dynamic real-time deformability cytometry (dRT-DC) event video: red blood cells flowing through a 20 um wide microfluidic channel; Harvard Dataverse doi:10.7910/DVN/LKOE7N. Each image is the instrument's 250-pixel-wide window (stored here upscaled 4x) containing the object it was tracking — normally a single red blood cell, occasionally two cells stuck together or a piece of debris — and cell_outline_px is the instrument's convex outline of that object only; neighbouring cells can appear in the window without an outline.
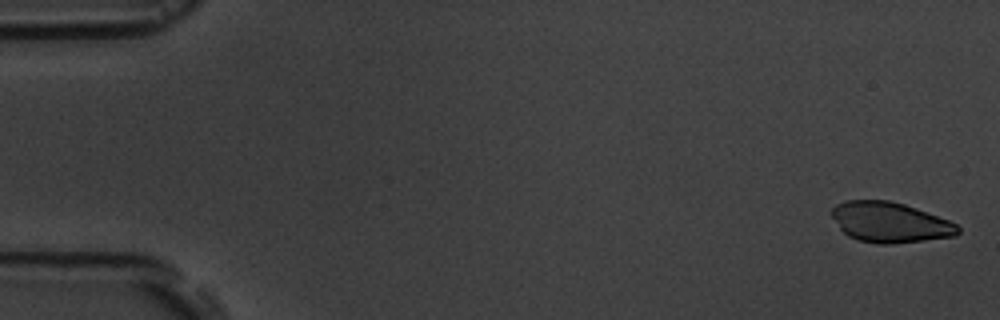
{"species": "common noctule bat (a hibernating species)", "species_latin": "Nyctalus noctula", "temperature_condition": "room temperature", "stored_images_in_passage": 17, "camera_frame_rate_fps": 3000, "um_per_image_px": 0.085, "animal": {"sex": "male", "body_mass_g": 19.5, "forearm_length_mm": 54.6}, "frame": {"image": 1, "passage_image": 1, "time_ms": 0.0, "image_size_px": [1000, 320], "cell_outline_px": [[960, 232], [956, 236], [892, 244], [876, 244], [860, 240], [848, 236], [840, 228], [828, 212], [836, 204], [844, 200], [888, 200], [904, 204], [916, 208], [948, 220], [956, 224], [960, 228]], "centroid_in_image_um": [75.61, 18.89], "position_along_channel_um": 9.4, "area_um2": 29.71}}